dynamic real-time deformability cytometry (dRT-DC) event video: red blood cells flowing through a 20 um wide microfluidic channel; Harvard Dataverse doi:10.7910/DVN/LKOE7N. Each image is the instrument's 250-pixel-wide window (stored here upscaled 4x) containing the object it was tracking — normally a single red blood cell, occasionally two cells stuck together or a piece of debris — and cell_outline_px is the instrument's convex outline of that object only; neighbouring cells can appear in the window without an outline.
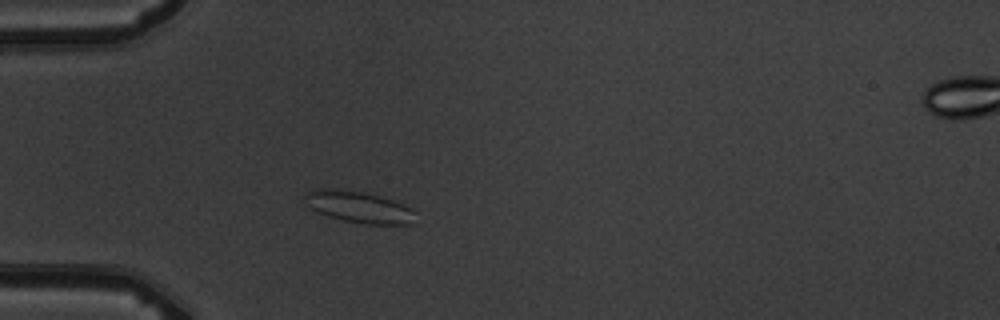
{"species": "common noctule bat (a hibernating species)", "species_latin": "Nyctalus noctula", "temperature_condition": "warm", "stored_images_in_passage": 5, "camera_frame_rate_fps": 3000, "um_per_image_px": 0.085, "animal": {"sex": "male", "body_mass_g": 19.5, "forearm_length_mm": 54.6}, "frame": {"image": 1, "passage_image": 4, "time_ms": 3.333, "image_size_px": [1000, 320], "cell_outline_px": [[416, 212], [412, 224], [364, 224], [344, 220], [328, 216], [316, 212], [308, 204], [304, 196], [308, 192], [320, 188], [336, 188], [364, 192], [392, 200], [404, 204], [412, 208]], "centroid_in_image_um": [30.52, 17.59], "position_along_channel_um": 54.5, "area_um2": 20.23}}